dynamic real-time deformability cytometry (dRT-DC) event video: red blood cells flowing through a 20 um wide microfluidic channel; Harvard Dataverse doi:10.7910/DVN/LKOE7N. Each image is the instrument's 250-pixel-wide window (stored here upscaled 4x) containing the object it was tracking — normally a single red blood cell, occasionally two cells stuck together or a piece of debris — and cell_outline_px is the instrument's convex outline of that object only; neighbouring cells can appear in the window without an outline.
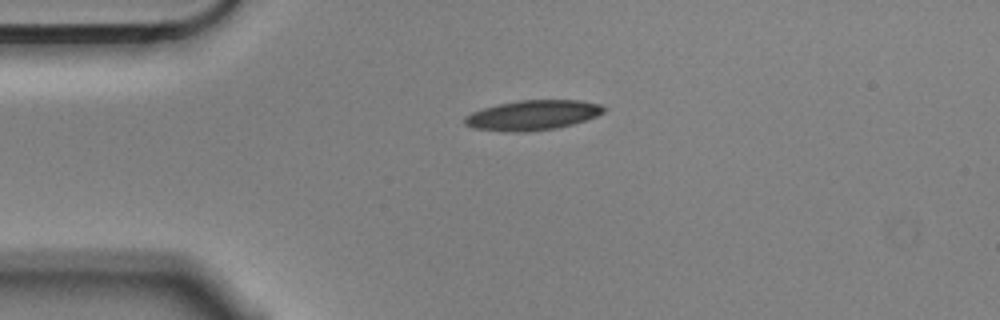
{"species": "Egyptian fruit bat (a non-hibernating species)", "species_latin": "Rousettus aegyptiacus", "temperature_condition": "cold", "stored_images_in_passage": 2, "camera_frame_rate_fps": 3000, "um_per_image_px": 0.085, "animal": {"sex": "male"}, "frame": {"image": 1, "passage_image": 1, "time_ms": 0.0, "image_size_px": [1000, 320], "cell_outline_px": [[608, 108], [604, 112], [596, 116], [572, 124], [556, 128], [528, 132], [504, 132], [472, 128], [464, 124], [464, 116], [472, 112], [496, 104], [520, 100], [580, 100], [600, 104]], "centroid_in_image_um": [45.25, 9.79], "position_along_channel_um": 39.7, "area_um2": 24.45}}